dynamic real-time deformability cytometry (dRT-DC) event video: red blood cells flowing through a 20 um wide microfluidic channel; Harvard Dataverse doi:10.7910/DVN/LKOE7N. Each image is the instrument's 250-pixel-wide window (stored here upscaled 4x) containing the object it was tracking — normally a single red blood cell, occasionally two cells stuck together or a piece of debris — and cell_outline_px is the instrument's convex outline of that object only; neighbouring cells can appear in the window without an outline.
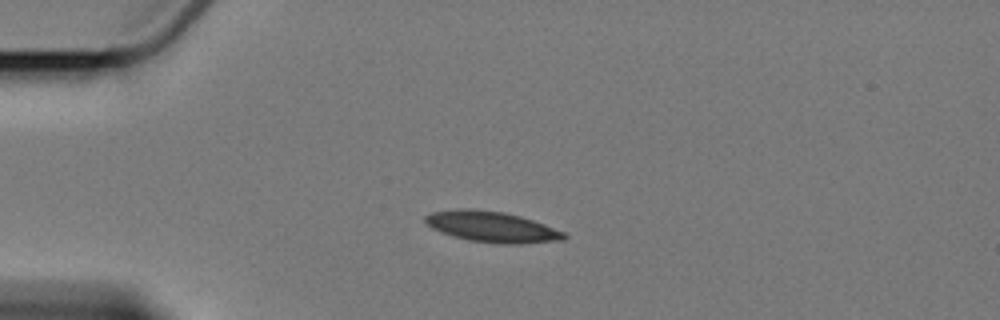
{"species": "Egyptian fruit bat (a non-hibernating species)", "species_latin": "Rousettus aegyptiacus", "temperature_condition": "cold", "stored_images_in_passage": 6, "camera_frame_rate_fps": 3000, "um_per_image_px": 0.085, "animal": {"sex": "female"}, "frame": {"image": 1, "passage_image": 5, "time_ms": 4.667, "image_size_px": [1000, 320], "cell_outline_px": [[568, 236], [564, 240], [520, 244], [496, 244], [468, 240], [452, 236], [440, 232], [432, 228], [424, 220], [424, 216], [432, 212], [460, 208], [468, 208], [504, 212], [520, 216], [544, 224], [564, 232]], "centroid_in_image_um": [41.8, 19.29], "position_along_channel_um": 43.2, "area_um2": 25.03}}